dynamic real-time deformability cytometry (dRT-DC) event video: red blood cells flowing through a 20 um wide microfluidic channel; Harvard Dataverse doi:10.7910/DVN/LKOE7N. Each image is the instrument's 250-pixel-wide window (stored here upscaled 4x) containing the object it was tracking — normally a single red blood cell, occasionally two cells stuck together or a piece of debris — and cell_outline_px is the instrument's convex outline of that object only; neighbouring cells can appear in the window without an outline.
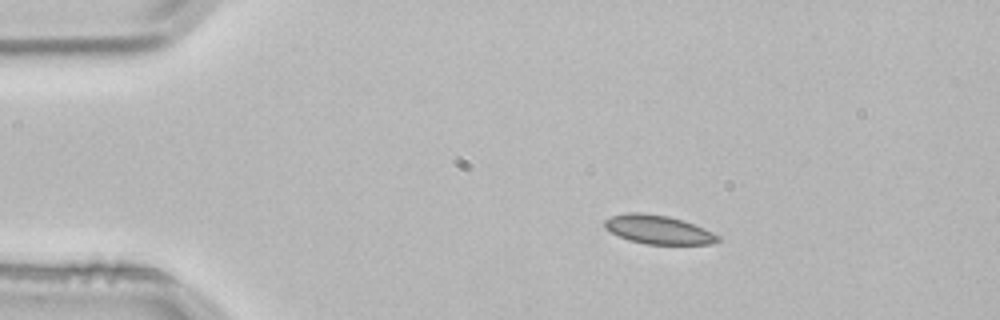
{"species": "common noctule bat (a hibernating species)", "species_latin": "Nyctalus noctula", "temperature_condition": "room temperature", "stored_images_in_passage": 3, "camera_frame_rate_fps": 3000, "um_per_image_px": 0.085, "animal": {"sex": "male", "body_mass_g": 21.5, "forearm_length_mm": 52.0}, "frame": {"image": 1, "passage_image": 2, "time_ms": 0.333, "image_size_px": [1000, 320], "cell_outline_px": [[720, 240], [712, 244], [644, 244], [628, 240], [604, 228], [604, 220], [612, 216], [628, 212], [640, 212], [668, 216], [684, 220], [704, 228], [720, 236]], "centroid_in_image_um": [55.96, 19.51], "position_along_channel_um": 29.0, "area_um2": 19.02}}